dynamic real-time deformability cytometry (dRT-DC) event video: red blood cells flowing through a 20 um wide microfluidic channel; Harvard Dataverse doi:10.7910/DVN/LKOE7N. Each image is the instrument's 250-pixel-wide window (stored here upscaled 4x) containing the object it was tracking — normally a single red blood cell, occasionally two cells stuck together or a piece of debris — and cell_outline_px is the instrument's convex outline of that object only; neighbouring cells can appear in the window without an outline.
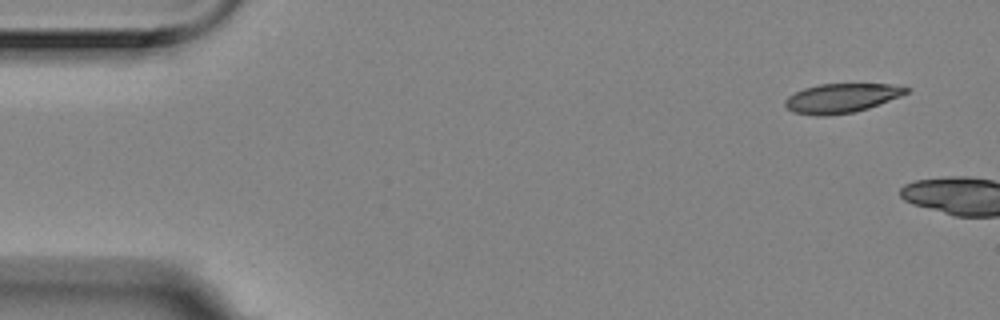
{"species": "Egyptian fruit bat (a non-hibernating species)", "species_latin": "Rousettus aegyptiacus", "temperature_condition": "room temperature", "stored_images_in_passage": 2, "camera_frame_rate_fps": 3000, "um_per_image_px": 0.085, "animal": {"sex": "female"}, "frame": {"image": 1, "passage_image": 1, "time_ms": 0.0, "image_size_px": [1000, 320], "cell_outline_px": [[912, 88], [908, 92], [900, 96], [868, 108], [856, 112], [828, 116], [816, 116], [792, 112], [784, 104], [784, 100], [788, 96], [804, 88], [820, 84], [888, 84]], "centroid_in_image_um": [71.5, 8.35], "position_along_channel_um": 13.5, "area_um2": 20.69}}